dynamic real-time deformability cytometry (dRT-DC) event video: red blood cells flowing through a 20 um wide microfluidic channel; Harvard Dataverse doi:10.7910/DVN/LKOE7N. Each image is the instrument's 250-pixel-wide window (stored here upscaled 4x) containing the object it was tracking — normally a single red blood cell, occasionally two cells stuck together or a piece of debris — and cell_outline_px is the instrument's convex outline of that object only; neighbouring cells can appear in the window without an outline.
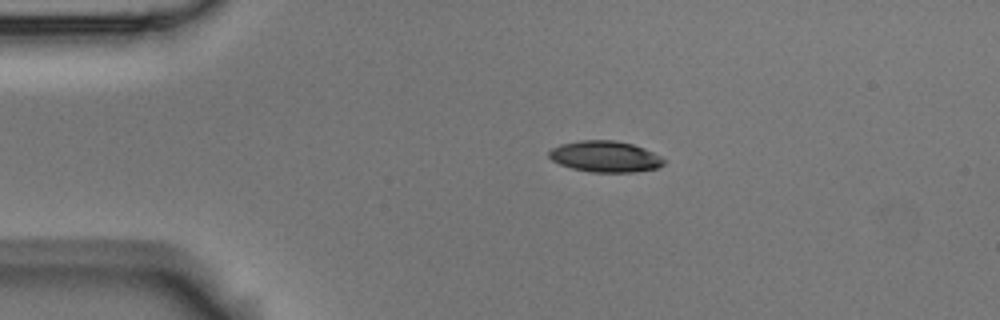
{"species": "Egyptian fruit bat (a non-hibernating species)", "species_latin": "Rousettus aegyptiacus", "temperature_condition": "room temperature", "stored_images_in_passage": 4, "camera_frame_rate_fps": 3000, "um_per_image_px": 0.085, "animal": {"sex": "male"}, "frame": {"image": 1, "passage_image": 2, "time_ms": 0.333, "image_size_px": [1000, 320], "cell_outline_px": [[668, 160], [664, 164], [656, 168], [632, 172], [592, 172], [572, 168], [560, 164], [552, 160], [548, 156], [548, 152], [552, 148], [560, 144], [580, 140], [616, 140], [632, 144], [644, 148]], "centroid_in_image_um": [51.44, 13.3], "position_along_channel_um": 33.6, "area_um2": 20.87}}
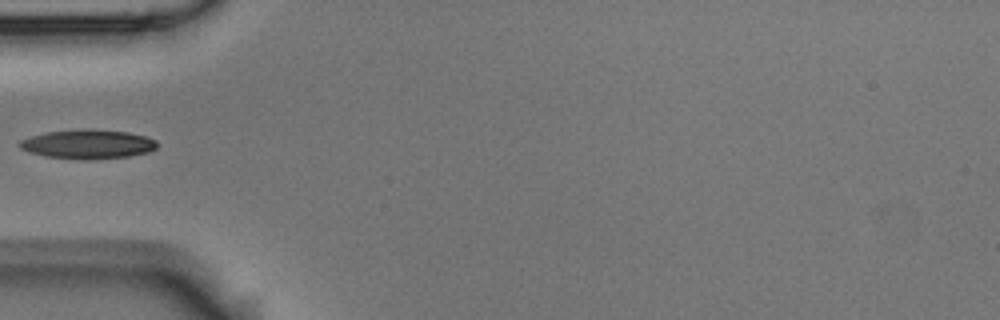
{"frame": {"image": 2, "passage_image": 4, "time_ms": 1.0, "image_size_px": [1000, 320], "cell_outline_px": [[160, 144], [156, 148], [148, 152], [128, 156], [44, 156], [28, 152], [20, 148], [16, 144], [20, 140], [44, 132], [80, 128], [92, 128], [128, 132], [144, 136], [156, 140]], "centroid_in_image_um": [7.45, 12.18], "position_along_channel_um": 77.6, "area_um2": 22.54}}